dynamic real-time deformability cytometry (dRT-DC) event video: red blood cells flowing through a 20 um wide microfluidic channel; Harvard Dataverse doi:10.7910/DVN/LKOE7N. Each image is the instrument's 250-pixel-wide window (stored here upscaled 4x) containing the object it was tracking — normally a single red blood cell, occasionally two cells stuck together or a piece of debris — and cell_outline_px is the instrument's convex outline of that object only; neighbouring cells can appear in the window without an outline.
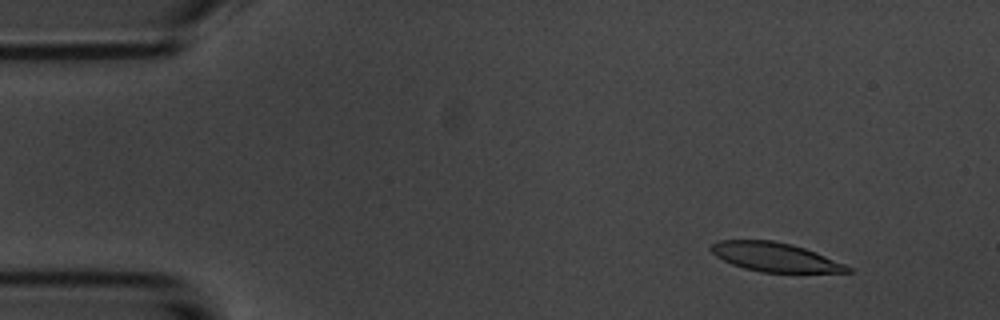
{"species": "common noctule bat (a hibernating species)", "species_latin": "Nyctalus noctula", "temperature_condition": "room temperature", "stored_images_in_passage": 9, "camera_frame_rate_fps": 3000, "um_per_image_px": 0.085, "animal": {"sex": "male", "body_mass_g": 20.1, "forearm_length_mm": 53.5}, "frame": {"image": 1, "passage_image": 2, "time_ms": 1.0, "image_size_px": [1000, 320], "cell_outline_px": [[856, 272], [760, 272], [744, 268], [732, 264], [716, 256], [708, 248], [712, 244], [720, 240], [772, 240], [792, 244], [816, 252], [844, 264], [852, 268]], "centroid_in_image_um": [65.87, 21.85], "position_along_channel_um": 19.1, "area_um2": 22.95}}
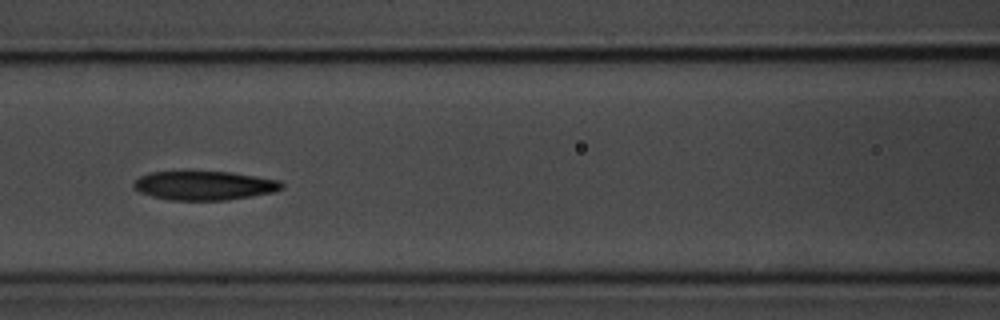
{"frame": {"image": 2, "passage_image": 7, "time_ms": 7.0, "image_size_px": [1000, 320], "cell_outline_px": [[284, 188], [276, 192], [228, 200], [172, 200], [152, 196], [140, 192], [132, 184], [140, 176], [152, 172], [228, 172], [256, 176], [280, 180], [284, 184]], "centroid_in_image_um": [17.43, 15.78], "position_along_channel_um": 149.2, "area_um2": 24.91}}
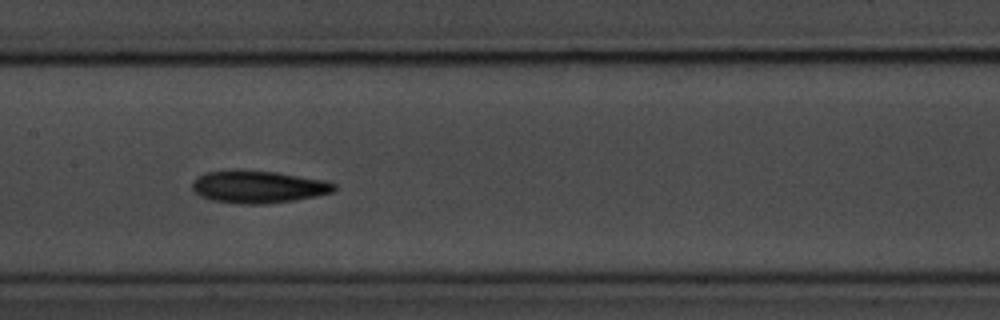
{"frame": {"image": 3, "passage_image": 8, "time_ms": 8.0, "image_size_px": [1000, 320], "cell_outline_px": [[336, 188], [332, 192], [316, 196], [268, 204], [236, 204], [212, 200], [200, 196], [192, 188], [192, 184], [204, 172], [236, 168], [276, 172], [328, 180], [336, 184]], "centroid_in_image_um": [21.95, 15.86], "position_along_channel_um": 185.4, "area_um2": 27.22}}